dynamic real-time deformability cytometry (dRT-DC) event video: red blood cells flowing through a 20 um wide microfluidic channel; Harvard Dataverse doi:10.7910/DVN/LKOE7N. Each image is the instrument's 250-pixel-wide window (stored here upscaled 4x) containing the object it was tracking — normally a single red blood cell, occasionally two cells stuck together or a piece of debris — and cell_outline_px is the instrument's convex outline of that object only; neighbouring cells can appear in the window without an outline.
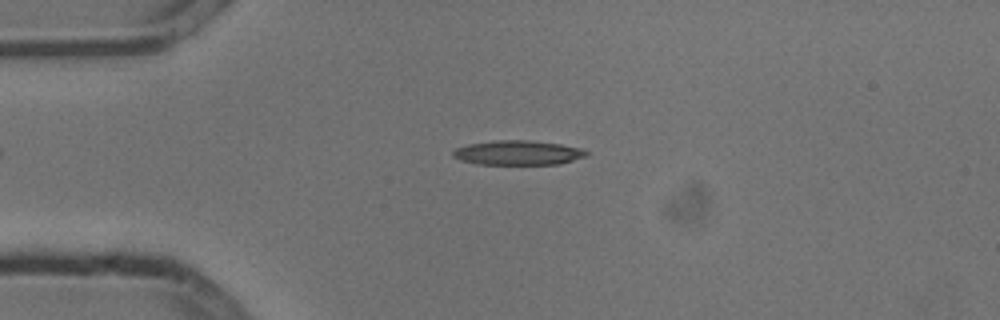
{"species": "common noctule bat (a hibernating species)", "species_latin": "Nyctalus noctula", "temperature_condition": "cold", "stored_images_in_passage": 7, "camera_frame_rate_fps": 3000, "um_per_image_px": 0.085, "animal": {"sex": "male", "body_mass_g": 13.3}, "frame": {"image": 1, "passage_image": 1, "time_ms": 0.0, "image_size_px": [1000, 320], "cell_outline_px": [[588, 156], [560, 164], [476, 164], [460, 160], [452, 156], [452, 152], [456, 148], [468, 144], [496, 140], [528, 140], [560, 144], [580, 148], [588, 152]], "centroid_in_image_um": [44.02, 12.98], "position_along_channel_um": 41.0, "area_um2": 19.07}}
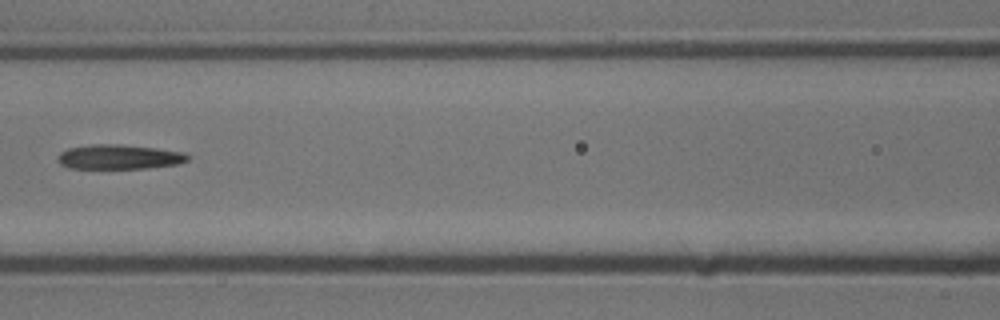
{"frame": {"image": 2, "passage_image": 4, "time_ms": 1.0, "image_size_px": [1000, 320], "cell_outline_px": [[188, 160], [180, 164], [148, 168], [72, 168], [60, 164], [56, 156], [60, 152], [68, 148], [92, 144], [120, 144], [156, 148], [184, 152], [188, 156]], "centroid_in_image_um": [10.12, 13.33], "position_along_channel_um": 156.5, "area_um2": 18.67}}
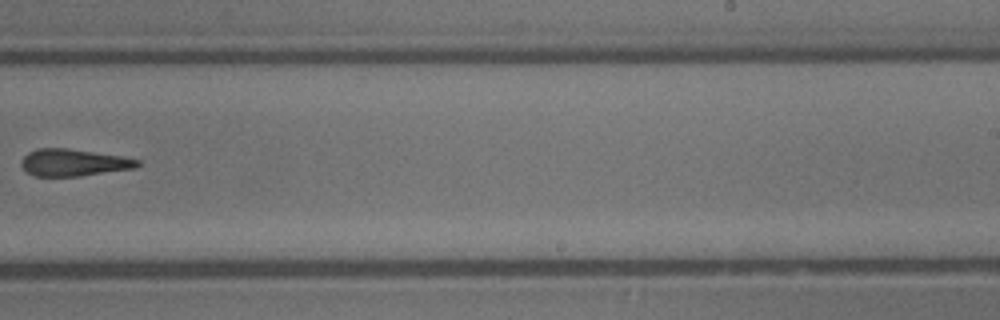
{"frame": {"image": 3, "passage_image": 7, "time_ms": 2.0, "image_size_px": [1000, 320], "cell_outline_px": [[140, 164], [136, 168], [80, 176], [36, 176], [28, 172], [20, 164], [24, 156], [28, 152], [36, 148], [68, 148], [120, 156], [140, 160]], "centroid_in_image_um": [6.25, 13.81], "position_along_channel_um": 282.7, "area_um2": 18.21}}